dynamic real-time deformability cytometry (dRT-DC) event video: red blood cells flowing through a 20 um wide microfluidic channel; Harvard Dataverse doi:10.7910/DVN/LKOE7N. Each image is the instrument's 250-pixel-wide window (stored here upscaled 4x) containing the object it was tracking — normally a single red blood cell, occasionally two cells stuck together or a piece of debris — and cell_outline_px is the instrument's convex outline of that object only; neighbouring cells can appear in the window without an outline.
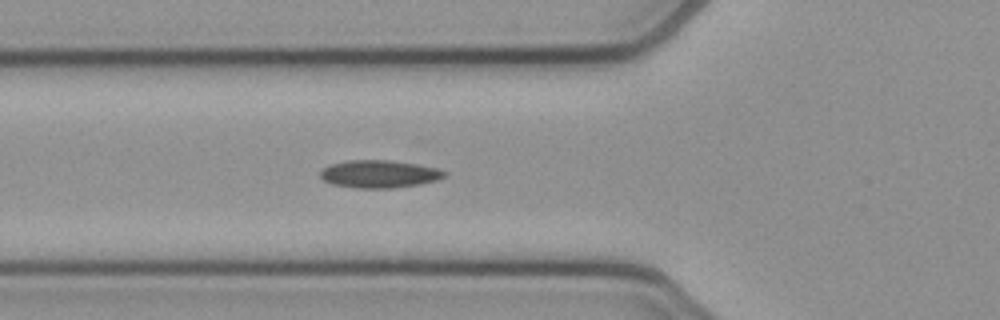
{"species": "common noctule bat (a hibernating species)", "species_latin": "Nyctalus noctula", "temperature_condition": "cold", "stored_images_in_passage": 43, "camera_frame_rate_fps": 3000, "um_per_image_px": 0.085, "animal": {"sex": "female", "body_mass_g": 21.9}, "frame": {"image": 1, "passage_image": 8, "time_ms": 2.333, "image_size_px": [1000, 320], "cell_outline_px": [[448, 172], [444, 176], [436, 180], [420, 184], [392, 188], [356, 188], [332, 184], [324, 180], [320, 176], [320, 172], [324, 168], [332, 164], [348, 160], [388, 160], [416, 164], [436, 168]], "centroid_in_image_um": [32.23, 14.79], "position_along_channel_um": 93.6, "area_um2": 19.83}}
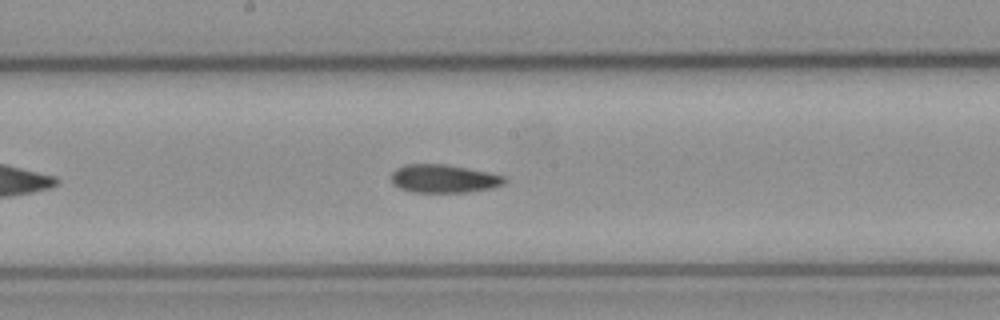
{"frame": {"image": 2, "passage_image": 17, "time_ms": 5.333, "image_size_px": [1000, 320], "cell_outline_px": [[508, 180], [504, 184], [492, 188], [468, 192], [412, 192], [400, 188], [392, 184], [392, 172], [396, 168], [404, 164], [448, 164], [488, 172], [504, 176]], "centroid_in_image_um": [37.73, 15.18], "position_along_channel_um": 210.5, "area_um2": 18.79}}
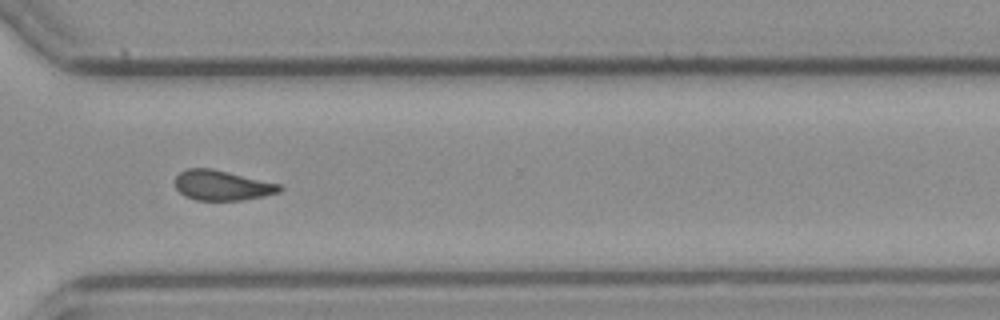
{"frame": {"image": 3, "passage_image": 28, "time_ms": 9.0, "image_size_px": [1000, 320], "cell_outline_px": [[284, 188], [280, 192], [264, 196], [240, 200], [196, 200], [184, 196], [176, 188], [176, 176], [180, 172], [188, 168], [212, 168], [280, 184]], "centroid_in_image_um": [18.88, 15.75], "position_along_channel_um": 351.7, "area_um2": 18.26}}